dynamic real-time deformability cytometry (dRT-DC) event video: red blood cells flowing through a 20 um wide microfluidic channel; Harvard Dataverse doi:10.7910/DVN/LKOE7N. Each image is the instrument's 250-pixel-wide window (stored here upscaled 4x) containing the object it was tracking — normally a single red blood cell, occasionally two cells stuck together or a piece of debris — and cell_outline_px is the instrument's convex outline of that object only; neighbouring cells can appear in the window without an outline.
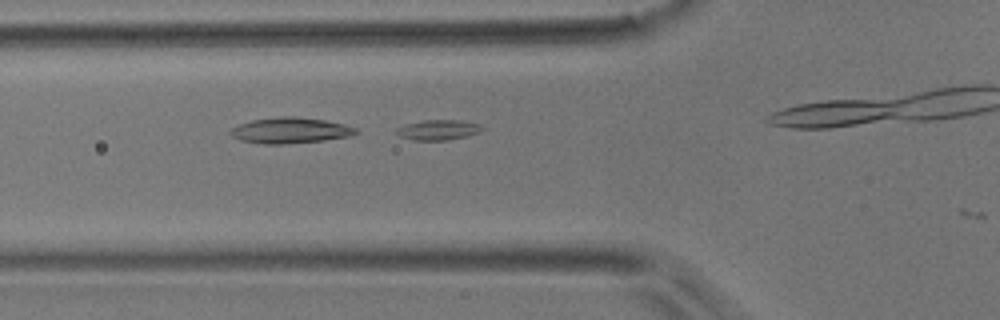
{"species": "common noctule bat (a hibernating species)", "species_latin": "Nyctalus noctula", "temperature_condition": "room temperature", "stored_images_in_passage": 6, "camera_frame_rate_fps": 3000, "um_per_image_px": 0.085, "animal": {"sex": "male", "body_mass_g": 17.9}, "frame": {"image": 1, "passage_image": 5, "time_ms": 1.333, "image_size_px": [1000, 320], "cell_outline_px": [[484, 128], [480, 132], [468, 136], [448, 140], [412, 140], [400, 136], [396, 132], [396, 128], [404, 124], [424, 120], [460, 120], [480, 124]], "centroid_in_image_um": [37.26, 11.04], "position_along_channel_um": 88.5, "area_um2": 10.17}}